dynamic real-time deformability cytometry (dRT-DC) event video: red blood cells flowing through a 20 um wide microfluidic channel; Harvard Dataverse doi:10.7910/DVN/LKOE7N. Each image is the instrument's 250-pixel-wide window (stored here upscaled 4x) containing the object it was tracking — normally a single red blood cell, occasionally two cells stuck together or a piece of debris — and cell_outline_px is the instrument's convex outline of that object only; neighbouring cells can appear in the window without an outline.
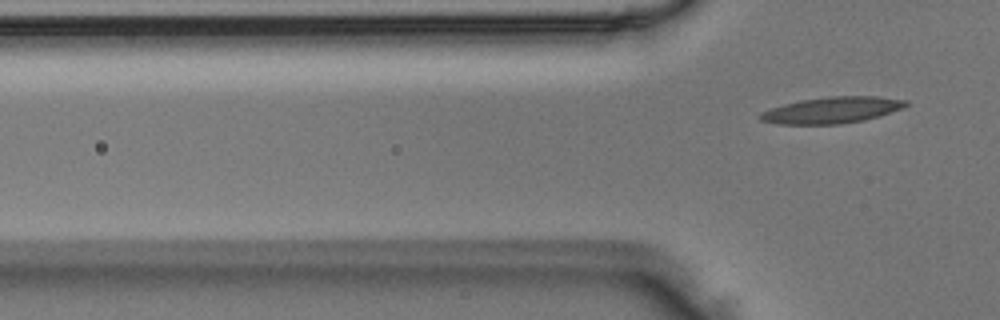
{"species": "Egyptian fruit bat (a non-hibernating species)", "species_latin": "Rousettus aegyptiacus", "temperature_condition": "room temperature", "stored_images_in_passage": 7, "camera_frame_rate_fps": 3000, "um_per_image_px": 0.085, "animal": {"sex": "male"}, "frame": {"image": 1, "passage_image": 7, "time_ms": 2.0, "image_size_px": [1000, 320], "cell_outline_px": [[908, 104], [904, 108], [880, 116], [864, 120], [840, 124], [780, 124], [760, 120], [756, 116], [760, 112], [784, 104], [804, 100], [828, 96], [876, 96], [908, 100]], "centroid_in_image_um": [70.74, 9.36], "position_along_channel_um": 55.1, "area_um2": 22.37}}